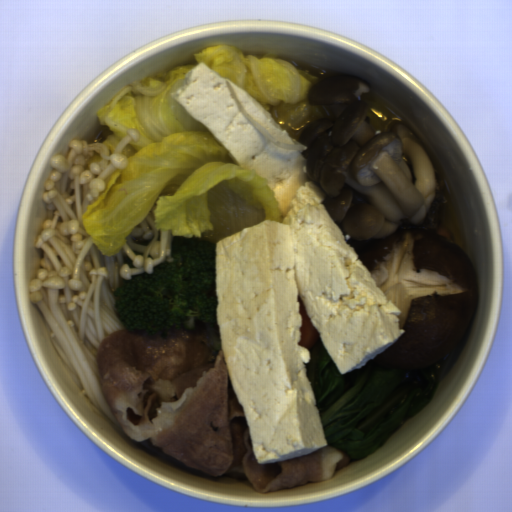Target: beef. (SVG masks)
Returning a JSON list of instances; mask_svg holds the SVG:
<instances>
[{
	"label": "beef",
	"instance_id": "1",
	"mask_svg": "<svg viewBox=\"0 0 512 512\" xmlns=\"http://www.w3.org/2000/svg\"><path fill=\"white\" fill-rule=\"evenodd\" d=\"M105 400L129 439L204 478L245 477L260 493L310 485L348 466L322 447L308 455L259 463L223 349L200 333L120 329L95 354Z\"/></svg>",
	"mask_w": 512,
	"mask_h": 512
}]
</instances>
